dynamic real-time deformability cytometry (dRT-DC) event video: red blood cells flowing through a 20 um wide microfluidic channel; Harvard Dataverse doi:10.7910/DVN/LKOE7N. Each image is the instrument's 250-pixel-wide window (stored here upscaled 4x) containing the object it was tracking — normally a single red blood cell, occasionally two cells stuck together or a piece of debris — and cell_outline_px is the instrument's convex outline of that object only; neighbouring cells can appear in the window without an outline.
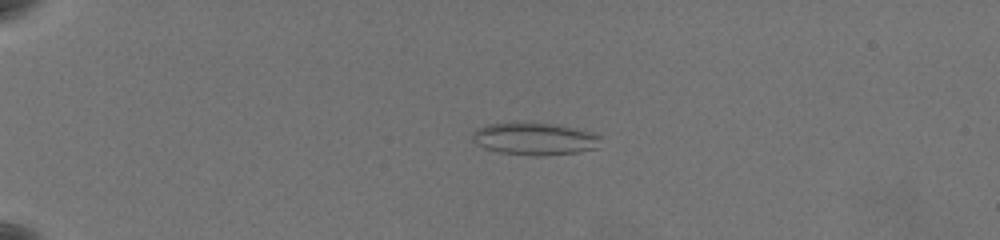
{"species": "common noctule bat (a hibernating species)", "species_latin": "Nyctalus noctula", "temperature_condition": "warm", "stored_images_in_passage": 62, "camera_frame_rate_fps": 3000, "um_per_image_px": 0.085, "animal": {"sex": "female", "body_mass_g": 19.5, "forearm_length_mm": 54.1}, "frame": {"image": 1, "passage_image": 17, "time_ms": 5.333, "image_size_px": [1000, 240], "cell_outline_px": [[600, 136], [596, 148], [576, 152], [544, 156], [536, 156], [500, 152], [484, 148], [476, 144], [472, 140], [472, 136], [480, 128], [488, 124], [556, 124], [588, 132]], "centroid_in_image_um": [45.43, 11.83], "position_along_channel_um": 39.6, "area_um2": 23.29}}
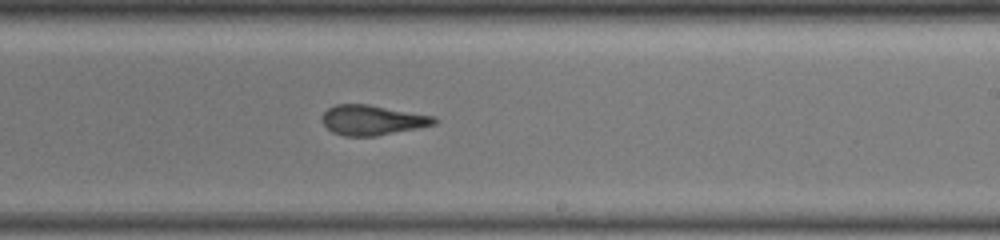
{"frame": {"image": 2, "passage_image": 41, "time_ms": 13.333, "image_size_px": [1000, 240], "cell_outline_px": [[436, 124], [376, 136], [344, 136], [332, 132], [324, 124], [324, 112], [328, 108], [336, 104], [368, 104], [432, 116], [436, 120]], "centroid_in_image_um": [31.62, 10.21], "position_along_channel_um": 257.4, "area_um2": 19.19}}
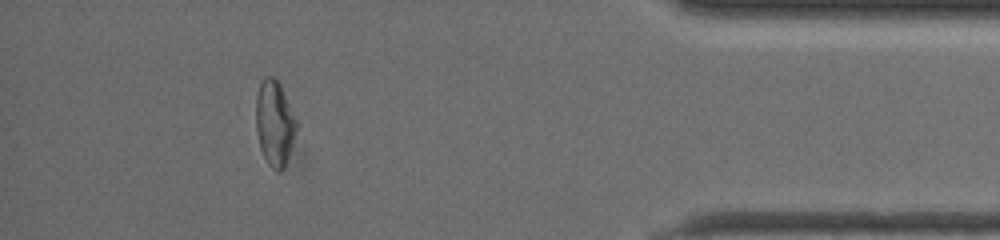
{"frame": {"image": 3, "passage_image": 57, "time_ms": 18.667, "image_size_px": [1000, 240], "cell_outline_px": [[300, 128], [284, 168], [280, 172], [276, 172], [268, 164], [260, 148], [256, 128], [256, 96], [260, 84], [264, 76], [272, 76], [280, 84], [300, 124]], "centroid_in_image_um": [23.39, 10.49], "position_along_channel_um": 411.8, "area_um2": 20.75}, "authors_computed_cell_mechanics": {"area_um2": 21.1259, "velocity_mm_per_s": 3.5956, "shape_relaxation_time_tau1_ms": null, "shape_relaxation_time_tau2_ms": 1.6362, "deformation_change_tau1": null, "deformation_change_tau2": 0.1099}}